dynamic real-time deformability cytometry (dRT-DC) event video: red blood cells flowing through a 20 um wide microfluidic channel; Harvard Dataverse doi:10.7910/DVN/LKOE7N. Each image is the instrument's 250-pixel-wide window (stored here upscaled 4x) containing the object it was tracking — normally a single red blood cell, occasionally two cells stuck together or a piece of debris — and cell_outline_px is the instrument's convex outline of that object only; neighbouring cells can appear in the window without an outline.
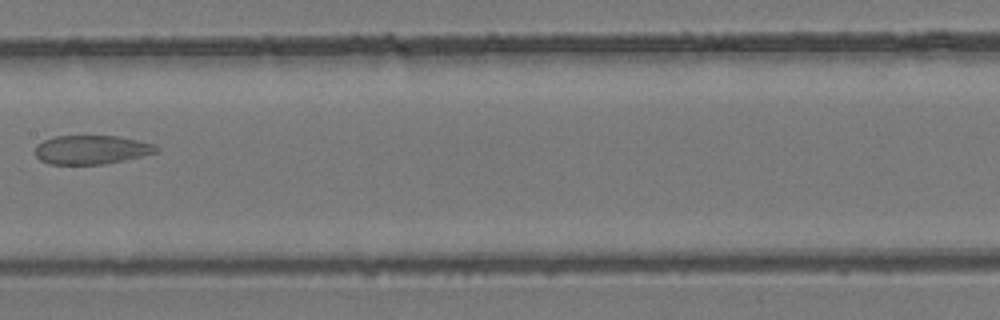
{"species": "common noctule bat (a hibernating species)", "species_latin": "Nyctalus noctula", "temperature_condition": "room temperature", "stored_images_in_passage": 9, "camera_frame_rate_fps": 3000, "um_per_image_px": 0.085, "animal": {"sex": "female", "body_mass_g": 24.6, "forearm_length_mm": 56.2}, "frame": {"image": 1, "passage_image": 7, "time_ms": 7.0, "image_size_px": [1000, 320], "cell_outline_px": [[160, 148], [156, 152], [124, 160], [104, 164], [48, 164], [40, 160], [36, 156], [36, 144], [44, 140], [56, 136], [116, 136], [156, 144]], "centroid_in_image_um": [7.76, 12.72], "position_along_channel_um": 199.6, "area_um2": 20.29}}
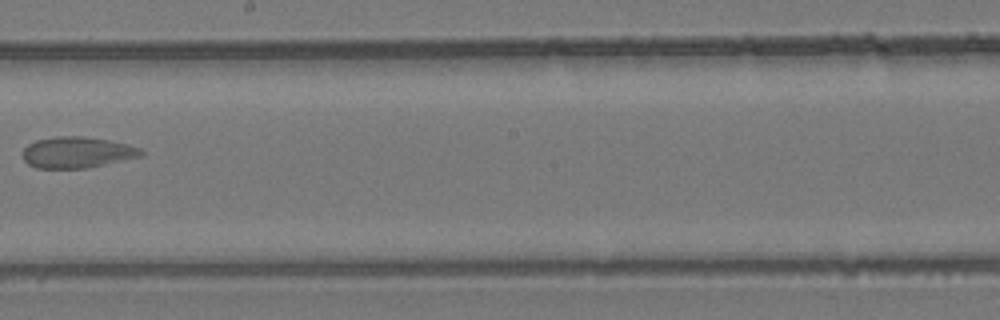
{"frame": {"image": 2, "passage_image": 8, "time_ms": 8.0, "image_size_px": [1000, 320], "cell_outline_px": [[144, 156], [88, 168], [36, 168], [28, 164], [24, 160], [24, 148], [28, 144], [36, 140], [56, 136], [84, 136], [108, 140], [128, 144], [140, 148], [144, 152]], "centroid_in_image_um": [6.59, 12.95], "position_along_channel_um": 241.6, "area_um2": 21.62}}
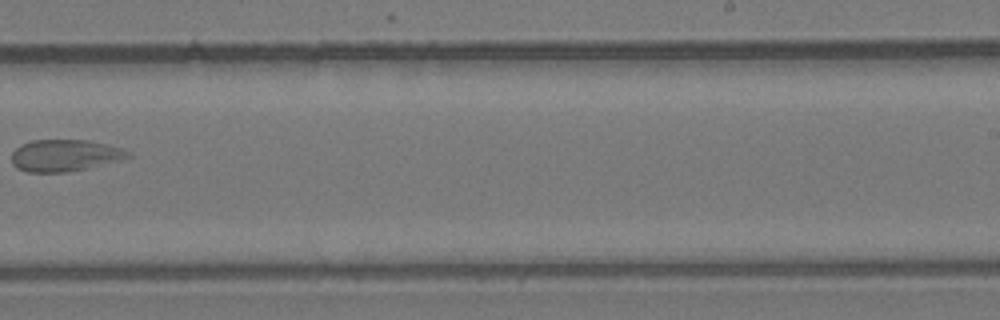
{"frame": {"image": 3, "passage_image": 9, "time_ms": 9.0, "image_size_px": [1000, 320], "cell_outline_px": [[132, 156], [68, 172], [28, 172], [16, 168], [12, 164], [12, 152], [20, 144], [32, 140], [88, 140], [120, 148], [132, 152]], "centroid_in_image_um": [5.44, 13.2], "position_along_channel_um": 283.6, "area_um2": 21.27}}